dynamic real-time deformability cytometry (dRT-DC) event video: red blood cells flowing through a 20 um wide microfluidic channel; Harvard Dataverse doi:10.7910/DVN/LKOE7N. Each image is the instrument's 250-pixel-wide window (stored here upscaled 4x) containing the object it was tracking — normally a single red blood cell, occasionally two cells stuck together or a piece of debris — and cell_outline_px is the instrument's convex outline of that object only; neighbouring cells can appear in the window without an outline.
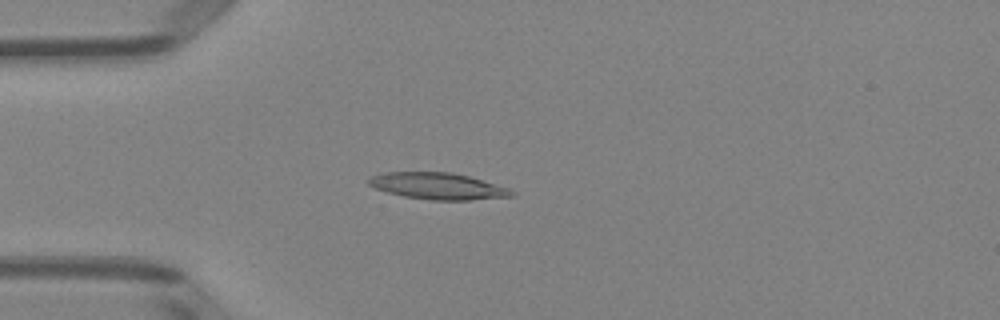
{"species": "Egyptian fruit bat (a non-hibernating species)", "species_latin": "Rousettus aegyptiacus", "temperature_condition": "room temperature", "stored_images_in_passage": 51, "camera_frame_rate_fps": 3000, "um_per_image_px": 0.085, "animal": {"sex": "female"}, "frame": {"image": 1, "passage_image": 14, "time_ms": 4.333, "image_size_px": [1000, 320], "cell_outline_px": [[516, 196], [472, 200], [428, 200], [404, 196], [388, 192], [376, 188], [368, 184], [368, 180], [372, 176], [384, 172], [452, 172], [468, 176], [508, 188], [516, 192]], "centroid_in_image_um": [37.25, 15.82], "position_along_channel_um": 47.8, "area_um2": 22.08}}
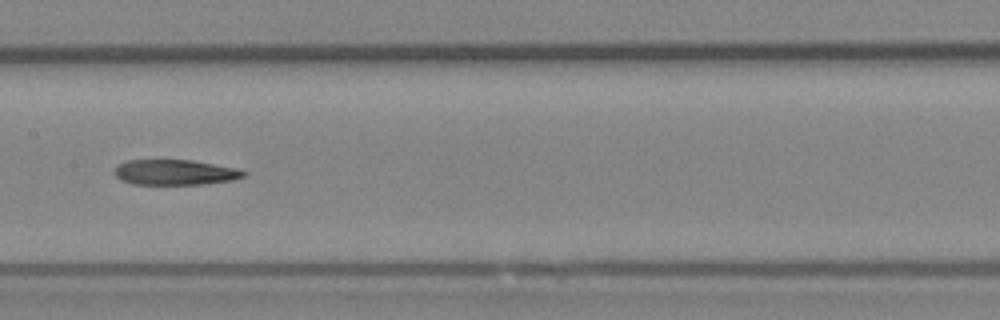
{"frame": {"image": 2, "passage_image": 26, "time_ms": 8.333, "image_size_px": [1000, 320], "cell_outline_px": [[248, 172], [244, 176], [232, 180], [204, 184], [132, 184], [120, 180], [112, 172], [120, 164], [128, 160], [192, 160], [236, 168]], "centroid_in_image_um": [14.86, 14.65], "position_along_channel_um": 192.5, "area_um2": 19.02}}
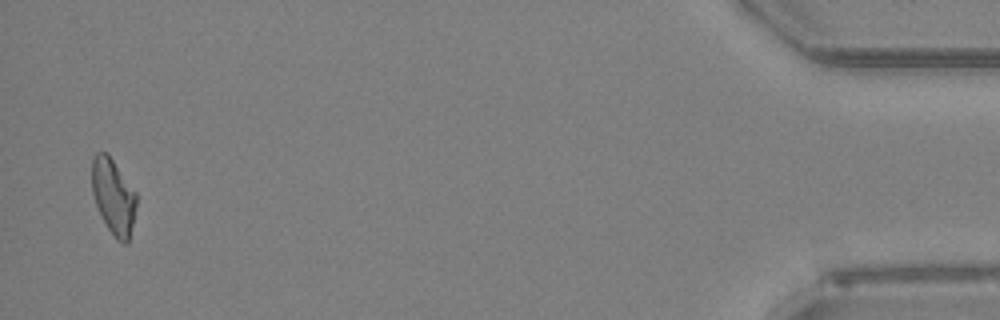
{"frame": {"image": 3, "passage_image": 50, "time_ms": 16.333, "image_size_px": [1000, 320], "cell_outline_px": [[136, 208], [128, 244], [124, 244], [116, 240], [100, 216], [92, 192], [92, 156], [96, 152], [108, 152], [136, 192]], "centroid_in_image_um": [9.63, 16.69], "position_along_channel_um": 425.6, "area_um2": 19.83}}